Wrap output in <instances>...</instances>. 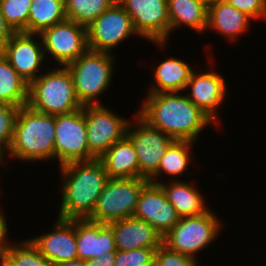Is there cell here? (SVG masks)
Returning a JSON list of instances; mask_svg holds the SVG:
<instances>
[{
  "instance_id": "9",
  "label": "cell",
  "mask_w": 266,
  "mask_h": 266,
  "mask_svg": "<svg viewBox=\"0 0 266 266\" xmlns=\"http://www.w3.org/2000/svg\"><path fill=\"white\" fill-rule=\"evenodd\" d=\"M117 2L131 17L139 37L166 49L165 45L170 41L167 0H117Z\"/></svg>"
},
{
  "instance_id": "6",
  "label": "cell",
  "mask_w": 266,
  "mask_h": 266,
  "mask_svg": "<svg viewBox=\"0 0 266 266\" xmlns=\"http://www.w3.org/2000/svg\"><path fill=\"white\" fill-rule=\"evenodd\" d=\"M146 178H109L99 195L90 221L108 224L133 217Z\"/></svg>"
},
{
  "instance_id": "20",
  "label": "cell",
  "mask_w": 266,
  "mask_h": 266,
  "mask_svg": "<svg viewBox=\"0 0 266 266\" xmlns=\"http://www.w3.org/2000/svg\"><path fill=\"white\" fill-rule=\"evenodd\" d=\"M252 19L239 11L225 0H219L208 5V29L223 35L230 41H236L248 31Z\"/></svg>"
},
{
  "instance_id": "16",
  "label": "cell",
  "mask_w": 266,
  "mask_h": 266,
  "mask_svg": "<svg viewBox=\"0 0 266 266\" xmlns=\"http://www.w3.org/2000/svg\"><path fill=\"white\" fill-rule=\"evenodd\" d=\"M49 232L29 238L54 265L78 259L76 245V219L57 218Z\"/></svg>"
},
{
  "instance_id": "21",
  "label": "cell",
  "mask_w": 266,
  "mask_h": 266,
  "mask_svg": "<svg viewBox=\"0 0 266 266\" xmlns=\"http://www.w3.org/2000/svg\"><path fill=\"white\" fill-rule=\"evenodd\" d=\"M159 185L180 218L198 216L210 209L204 201L206 199H204L202 192L192 182L188 183L185 180L178 179L169 183L162 181Z\"/></svg>"
},
{
  "instance_id": "31",
  "label": "cell",
  "mask_w": 266,
  "mask_h": 266,
  "mask_svg": "<svg viewBox=\"0 0 266 266\" xmlns=\"http://www.w3.org/2000/svg\"><path fill=\"white\" fill-rule=\"evenodd\" d=\"M20 107L0 103V150L6 155L14 134V126Z\"/></svg>"
},
{
  "instance_id": "15",
  "label": "cell",
  "mask_w": 266,
  "mask_h": 266,
  "mask_svg": "<svg viewBox=\"0 0 266 266\" xmlns=\"http://www.w3.org/2000/svg\"><path fill=\"white\" fill-rule=\"evenodd\" d=\"M133 217L152 225L163 237L178 223L179 216L159 184L148 183L141 191Z\"/></svg>"
},
{
  "instance_id": "39",
  "label": "cell",
  "mask_w": 266,
  "mask_h": 266,
  "mask_svg": "<svg viewBox=\"0 0 266 266\" xmlns=\"http://www.w3.org/2000/svg\"><path fill=\"white\" fill-rule=\"evenodd\" d=\"M0 266H17L8 256L0 261Z\"/></svg>"
},
{
  "instance_id": "5",
  "label": "cell",
  "mask_w": 266,
  "mask_h": 266,
  "mask_svg": "<svg viewBox=\"0 0 266 266\" xmlns=\"http://www.w3.org/2000/svg\"><path fill=\"white\" fill-rule=\"evenodd\" d=\"M115 60L111 53L87 50L67 65L76 96L83 106L102 104L98 98L111 86Z\"/></svg>"
},
{
  "instance_id": "34",
  "label": "cell",
  "mask_w": 266,
  "mask_h": 266,
  "mask_svg": "<svg viewBox=\"0 0 266 266\" xmlns=\"http://www.w3.org/2000/svg\"><path fill=\"white\" fill-rule=\"evenodd\" d=\"M239 11L254 19H266V0H225Z\"/></svg>"
},
{
  "instance_id": "18",
  "label": "cell",
  "mask_w": 266,
  "mask_h": 266,
  "mask_svg": "<svg viewBox=\"0 0 266 266\" xmlns=\"http://www.w3.org/2000/svg\"><path fill=\"white\" fill-rule=\"evenodd\" d=\"M108 225L114 233L116 250L158 248L163 244V236L144 220L128 217Z\"/></svg>"
},
{
  "instance_id": "23",
  "label": "cell",
  "mask_w": 266,
  "mask_h": 266,
  "mask_svg": "<svg viewBox=\"0 0 266 266\" xmlns=\"http://www.w3.org/2000/svg\"><path fill=\"white\" fill-rule=\"evenodd\" d=\"M99 159L108 178H140L138 157L127 136L113 144Z\"/></svg>"
},
{
  "instance_id": "3",
  "label": "cell",
  "mask_w": 266,
  "mask_h": 266,
  "mask_svg": "<svg viewBox=\"0 0 266 266\" xmlns=\"http://www.w3.org/2000/svg\"><path fill=\"white\" fill-rule=\"evenodd\" d=\"M55 115L43 114L28 105L20 107L12 144L6 154L32 163L54 159Z\"/></svg>"
},
{
  "instance_id": "28",
  "label": "cell",
  "mask_w": 266,
  "mask_h": 266,
  "mask_svg": "<svg viewBox=\"0 0 266 266\" xmlns=\"http://www.w3.org/2000/svg\"><path fill=\"white\" fill-rule=\"evenodd\" d=\"M115 2L117 0H64L67 19L86 28Z\"/></svg>"
},
{
  "instance_id": "17",
  "label": "cell",
  "mask_w": 266,
  "mask_h": 266,
  "mask_svg": "<svg viewBox=\"0 0 266 266\" xmlns=\"http://www.w3.org/2000/svg\"><path fill=\"white\" fill-rule=\"evenodd\" d=\"M227 88L226 79L221 74L212 70L198 73L194 70L185 91L190 90L187 97L214 122L220 123L218 107L224 103Z\"/></svg>"
},
{
  "instance_id": "26",
  "label": "cell",
  "mask_w": 266,
  "mask_h": 266,
  "mask_svg": "<svg viewBox=\"0 0 266 266\" xmlns=\"http://www.w3.org/2000/svg\"><path fill=\"white\" fill-rule=\"evenodd\" d=\"M28 88L29 84L0 52V103L17 107L26 106L28 103Z\"/></svg>"
},
{
  "instance_id": "22",
  "label": "cell",
  "mask_w": 266,
  "mask_h": 266,
  "mask_svg": "<svg viewBox=\"0 0 266 266\" xmlns=\"http://www.w3.org/2000/svg\"><path fill=\"white\" fill-rule=\"evenodd\" d=\"M194 71L186 60L168 57L156 66L147 93L182 92Z\"/></svg>"
},
{
  "instance_id": "19",
  "label": "cell",
  "mask_w": 266,
  "mask_h": 266,
  "mask_svg": "<svg viewBox=\"0 0 266 266\" xmlns=\"http://www.w3.org/2000/svg\"><path fill=\"white\" fill-rule=\"evenodd\" d=\"M78 259L88 260L108 252H116L115 237L108 224L76 219Z\"/></svg>"
},
{
  "instance_id": "27",
  "label": "cell",
  "mask_w": 266,
  "mask_h": 266,
  "mask_svg": "<svg viewBox=\"0 0 266 266\" xmlns=\"http://www.w3.org/2000/svg\"><path fill=\"white\" fill-rule=\"evenodd\" d=\"M67 19L64 0H32L30 4L28 33L40 34Z\"/></svg>"
},
{
  "instance_id": "29",
  "label": "cell",
  "mask_w": 266,
  "mask_h": 266,
  "mask_svg": "<svg viewBox=\"0 0 266 266\" xmlns=\"http://www.w3.org/2000/svg\"><path fill=\"white\" fill-rule=\"evenodd\" d=\"M32 0H0V11L14 32L28 33V19Z\"/></svg>"
},
{
  "instance_id": "14",
  "label": "cell",
  "mask_w": 266,
  "mask_h": 266,
  "mask_svg": "<svg viewBox=\"0 0 266 266\" xmlns=\"http://www.w3.org/2000/svg\"><path fill=\"white\" fill-rule=\"evenodd\" d=\"M1 52L28 84L42 74L46 57L40 34L15 32Z\"/></svg>"
},
{
  "instance_id": "7",
  "label": "cell",
  "mask_w": 266,
  "mask_h": 266,
  "mask_svg": "<svg viewBox=\"0 0 266 266\" xmlns=\"http://www.w3.org/2000/svg\"><path fill=\"white\" fill-rule=\"evenodd\" d=\"M221 229V220L209 209L198 216L179 218L178 223L163 237V245L174 252L199 259L196 254L208 248Z\"/></svg>"
},
{
  "instance_id": "25",
  "label": "cell",
  "mask_w": 266,
  "mask_h": 266,
  "mask_svg": "<svg viewBox=\"0 0 266 266\" xmlns=\"http://www.w3.org/2000/svg\"><path fill=\"white\" fill-rule=\"evenodd\" d=\"M197 143L191 141H174L163 155L158 171L149 179L150 183L159 184V177L165 175L173 177V181L177 180L185 172H188L189 165L193 159L191 155V147ZM191 156V157H190ZM175 178V179H174Z\"/></svg>"
},
{
  "instance_id": "4",
  "label": "cell",
  "mask_w": 266,
  "mask_h": 266,
  "mask_svg": "<svg viewBox=\"0 0 266 266\" xmlns=\"http://www.w3.org/2000/svg\"><path fill=\"white\" fill-rule=\"evenodd\" d=\"M27 105L43 114L60 115L83 105L78 100L72 74L67 66L46 69L29 84Z\"/></svg>"
},
{
  "instance_id": "2",
  "label": "cell",
  "mask_w": 266,
  "mask_h": 266,
  "mask_svg": "<svg viewBox=\"0 0 266 266\" xmlns=\"http://www.w3.org/2000/svg\"><path fill=\"white\" fill-rule=\"evenodd\" d=\"M62 200L58 218L86 219L96 205L108 175L100 159L71 162L59 167Z\"/></svg>"
},
{
  "instance_id": "32",
  "label": "cell",
  "mask_w": 266,
  "mask_h": 266,
  "mask_svg": "<svg viewBox=\"0 0 266 266\" xmlns=\"http://www.w3.org/2000/svg\"><path fill=\"white\" fill-rule=\"evenodd\" d=\"M157 248H138L115 252L114 266H154Z\"/></svg>"
},
{
  "instance_id": "8",
  "label": "cell",
  "mask_w": 266,
  "mask_h": 266,
  "mask_svg": "<svg viewBox=\"0 0 266 266\" xmlns=\"http://www.w3.org/2000/svg\"><path fill=\"white\" fill-rule=\"evenodd\" d=\"M89 161L99 159L113 144L126 136L132 119H126L103 104L84 105Z\"/></svg>"
},
{
  "instance_id": "12",
  "label": "cell",
  "mask_w": 266,
  "mask_h": 266,
  "mask_svg": "<svg viewBox=\"0 0 266 266\" xmlns=\"http://www.w3.org/2000/svg\"><path fill=\"white\" fill-rule=\"evenodd\" d=\"M131 35L139 36L127 11L115 2L87 27L88 50L112 54Z\"/></svg>"
},
{
  "instance_id": "10",
  "label": "cell",
  "mask_w": 266,
  "mask_h": 266,
  "mask_svg": "<svg viewBox=\"0 0 266 266\" xmlns=\"http://www.w3.org/2000/svg\"><path fill=\"white\" fill-rule=\"evenodd\" d=\"M133 118V123L130 121L128 124L126 136L135 148L140 178L149 180L158 171L163 155L175 140L161 130L151 127L138 114L135 113Z\"/></svg>"
},
{
  "instance_id": "33",
  "label": "cell",
  "mask_w": 266,
  "mask_h": 266,
  "mask_svg": "<svg viewBox=\"0 0 266 266\" xmlns=\"http://www.w3.org/2000/svg\"><path fill=\"white\" fill-rule=\"evenodd\" d=\"M198 259L174 252L165 245H161L155 251L154 266H198Z\"/></svg>"
},
{
  "instance_id": "11",
  "label": "cell",
  "mask_w": 266,
  "mask_h": 266,
  "mask_svg": "<svg viewBox=\"0 0 266 266\" xmlns=\"http://www.w3.org/2000/svg\"><path fill=\"white\" fill-rule=\"evenodd\" d=\"M59 166L89 161L86 121L83 108L55 115L54 160Z\"/></svg>"
},
{
  "instance_id": "35",
  "label": "cell",
  "mask_w": 266,
  "mask_h": 266,
  "mask_svg": "<svg viewBox=\"0 0 266 266\" xmlns=\"http://www.w3.org/2000/svg\"><path fill=\"white\" fill-rule=\"evenodd\" d=\"M4 211H0V261L7 256L11 242L8 241V222Z\"/></svg>"
},
{
  "instance_id": "24",
  "label": "cell",
  "mask_w": 266,
  "mask_h": 266,
  "mask_svg": "<svg viewBox=\"0 0 266 266\" xmlns=\"http://www.w3.org/2000/svg\"><path fill=\"white\" fill-rule=\"evenodd\" d=\"M170 35L175 29L187 26L196 33L207 32L208 5L202 0H167Z\"/></svg>"
},
{
  "instance_id": "1",
  "label": "cell",
  "mask_w": 266,
  "mask_h": 266,
  "mask_svg": "<svg viewBox=\"0 0 266 266\" xmlns=\"http://www.w3.org/2000/svg\"><path fill=\"white\" fill-rule=\"evenodd\" d=\"M141 105L136 113L151 127L161 130L176 141L197 143L203 129L214 123L186 93H147Z\"/></svg>"
},
{
  "instance_id": "37",
  "label": "cell",
  "mask_w": 266,
  "mask_h": 266,
  "mask_svg": "<svg viewBox=\"0 0 266 266\" xmlns=\"http://www.w3.org/2000/svg\"><path fill=\"white\" fill-rule=\"evenodd\" d=\"M15 32L6 23L5 18L0 11V52L3 50L6 42L12 37Z\"/></svg>"
},
{
  "instance_id": "36",
  "label": "cell",
  "mask_w": 266,
  "mask_h": 266,
  "mask_svg": "<svg viewBox=\"0 0 266 266\" xmlns=\"http://www.w3.org/2000/svg\"><path fill=\"white\" fill-rule=\"evenodd\" d=\"M115 252H108L100 257L86 260L87 266H114Z\"/></svg>"
},
{
  "instance_id": "41",
  "label": "cell",
  "mask_w": 266,
  "mask_h": 266,
  "mask_svg": "<svg viewBox=\"0 0 266 266\" xmlns=\"http://www.w3.org/2000/svg\"><path fill=\"white\" fill-rule=\"evenodd\" d=\"M203 2H205L207 5L213 3V2H217L219 0H202Z\"/></svg>"
},
{
  "instance_id": "13",
  "label": "cell",
  "mask_w": 266,
  "mask_h": 266,
  "mask_svg": "<svg viewBox=\"0 0 266 266\" xmlns=\"http://www.w3.org/2000/svg\"><path fill=\"white\" fill-rule=\"evenodd\" d=\"M40 36L45 57L51 55L58 66H67L88 50L87 28L72 20L54 24Z\"/></svg>"
},
{
  "instance_id": "38",
  "label": "cell",
  "mask_w": 266,
  "mask_h": 266,
  "mask_svg": "<svg viewBox=\"0 0 266 266\" xmlns=\"http://www.w3.org/2000/svg\"><path fill=\"white\" fill-rule=\"evenodd\" d=\"M55 266H87L86 260L75 259L63 263H58Z\"/></svg>"
},
{
  "instance_id": "30",
  "label": "cell",
  "mask_w": 266,
  "mask_h": 266,
  "mask_svg": "<svg viewBox=\"0 0 266 266\" xmlns=\"http://www.w3.org/2000/svg\"><path fill=\"white\" fill-rule=\"evenodd\" d=\"M15 244L11 243L7 256L17 266H55L39 252L30 239Z\"/></svg>"
},
{
  "instance_id": "40",
  "label": "cell",
  "mask_w": 266,
  "mask_h": 266,
  "mask_svg": "<svg viewBox=\"0 0 266 266\" xmlns=\"http://www.w3.org/2000/svg\"><path fill=\"white\" fill-rule=\"evenodd\" d=\"M5 158V154L0 150V166L3 164Z\"/></svg>"
}]
</instances>
